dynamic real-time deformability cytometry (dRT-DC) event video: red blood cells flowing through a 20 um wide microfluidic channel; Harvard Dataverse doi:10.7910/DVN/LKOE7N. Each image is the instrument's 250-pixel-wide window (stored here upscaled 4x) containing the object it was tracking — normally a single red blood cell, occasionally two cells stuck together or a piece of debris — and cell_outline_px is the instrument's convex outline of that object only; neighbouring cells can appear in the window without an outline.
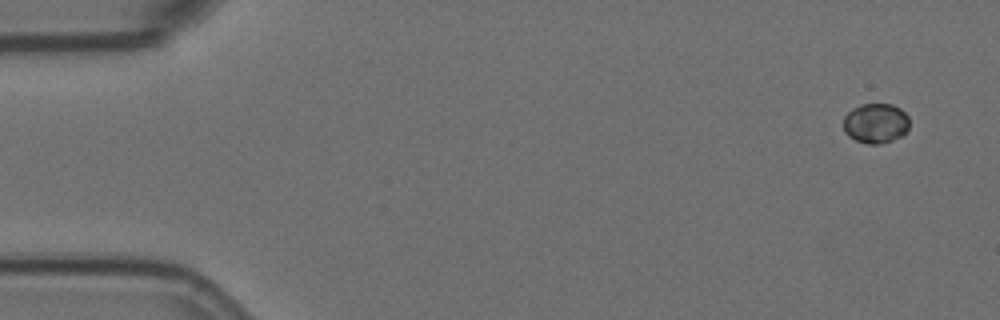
{"species": "Egyptian fruit bat (a non-hibernating species)", "species_latin": "Rousettus aegyptiacus", "temperature_condition": "room temperature", "stored_images_in_passage": 4, "camera_frame_rate_fps": 3000, "um_per_image_px": 0.085, "animal": {"sex": "female"}, "frame": {"image": 1, "passage_image": 1, "time_ms": 0.0, "image_size_px": [1000, 320], "cell_outline_px": [[908, 128], [900, 136], [892, 140], [876, 144], [868, 144], [856, 140], [848, 136], [844, 132], [844, 116], [852, 108], [860, 104], [892, 104], [900, 108], [908, 116]], "centroid_in_image_um": [74.41, 10.46], "position_along_channel_um": 10.6, "area_um2": 15.26}}